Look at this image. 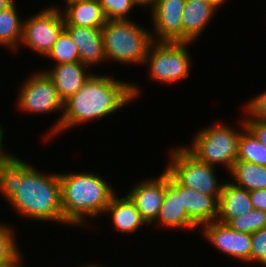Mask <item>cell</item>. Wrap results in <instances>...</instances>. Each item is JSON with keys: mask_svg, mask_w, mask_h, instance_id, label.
I'll return each mask as SVG.
<instances>
[{"mask_svg": "<svg viewBox=\"0 0 266 267\" xmlns=\"http://www.w3.org/2000/svg\"><path fill=\"white\" fill-rule=\"evenodd\" d=\"M65 30L78 48L81 63L89 66L107 60L101 28L65 25Z\"/></svg>", "mask_w": 266, "mask_h": 267, "instance_id": "5bb4252c", "label": "cell"}, {"mask_svg": "<svg viewBox=\"0 0 266 267\" xmlns=\"http://www.w3.org/2000/svg\"><path fill=\"white\" fill-rule=\"evenodd\" d=\"M229 173L236 180L232 183L239 188L247 191L266 188V166L237 160Z\"/></svg>", "mask_w": 266, "mask_h": 267, "instance_id": "44dd1931", "label": "cell"}, {"mask_svg": "<svg viewBox=\"0 0 266 267\" xmlns=\"http://www.w3.org/2000/svg\"><path fill=\"white\" fill-rule=\"evenodd\" d=\"M24 217L67 224L59 174H42L18 157L0 166V194Z\"/></svg>", "mask_w": 266, "mask_h": 267, "instance_id": "6da1fadb", "label": "cell"}, {"mask_svg": "<svg viewBox=\"0 0 266 267\" xmlns=\"http://www.w3.org/2000/svg\"><path fill=\"white\" fill-rule=\"evenodd\" d=\"M17 98L19 108L25 112L46 114L59 110L63 115L64 101L60 98L52 79L45 71L31 75L22 84Z\"/></svg>", "mask_w": 266, "mask_h": 267, "instance_id": "9c48e42d", "label": "cell"}, {"mask_svg": "<svg viewBox=\"0 0 266 267\" xmlns=\"http://www.w3.org/2000/svg\"><path fill=\"white\" fill-rule=\"evenodd\" d=\"M249 118L244 119L246 127L257 137V139L266 146V122L258 119Z\"/></svg>", "mask_w": 266, "mask_h": 267, "instance_id": "f546056e", "label": "cell"}, {"mask_svg": "<svg viewBox=\"0 0 266 267\" xmlns=\"http://www.w3.org/2000/svg\"><path fill=\"white\" fill-rule=\"evenodd\" d=\"M251 262L266 266V227L251 233Z\"/></svg>", "mask_w": 266, "mask_h": 267, "instance_id": "83f0119b", "label": "cell"}, {"mask_svg": "<svg viewBox=\"0 0 266 267\" xmlns=\"http://www.w3.org/2000/svg\"><path fill=\"white\" fill-rule=\"evenodd\" d=\"M62 14L65 25L102 28L106 18L98 0H85L66 5Z\"/></svg>", "mask_w": 266, "mask_h": 267, "instance_id": "ffe728a7", "label": "cell"}, {"mask_svg": "<svg viewBox=\"0 0 266 267\" xmlns=\"http://www.w3.org/2000/svg\"><path fill=\"white\" fill-rule=\"evenodd\" d=\"M107 20H127L130 10L139 5L135 0H98Z\"/></svg>", "mask_w": 266, "mask_h": 267, "instance_id": "484cf974", "label": "cell"}, {"mask_svg": "<svg viewBox=\"0 0 266 267\" xmlns=\"http://www.w3.org/2000/svg\"><path fill=\"white\" fill-rule=\"evenodd\" d=\"M46 57L53 59L56 63L55 65L80 61L78 48L65 29L58 36L52 50Z\"/></svg>", "mask_w": 266, "mask_h": 267, "instance_id": "cb8c5ba5", "label": "cell"}, {"mask_svg": "<svg viewBox=\"0 0 266 267\" xmlns=\"http://www.w3.org/2000/svg\"><path fill=\"white\" fill-rule=\"evenodd\" d=\"M82 267H103V266L102 265L101 266H98L96 264H94V265L93 264L92 265L91 264L90 265L87 264V266L85 265V266H82Z\"/></svg>", "mask_w": 266, "mask_h": 267, "instance_id": "74e56055", "label": "cell"}, {"mask_svg": "<svg viewBox=\"0 0 266 267\" xmlns=\"http://www.w3.org/2000/svg\"><path fill=\"white\" fill-rule=\"evenodd\" d=\"M166 170L181 184L201 193L220 197L224 183H218L214 166L197 160L184 147L170 150Z\"/></svg>", "mask_w": 266, "mask_h": 267, "instance_id": "8992f818", "label": "cell"}, {"mask_svg": "<svg viewBox=\"0 0 266 267\" xmlns=\"http://www.w3.org/2000/svg\"><path fill=\"white\" fill-rule=\"evenodd\" d=\"M245 111L253 119L266 122V91L247 102Z\"/></svg>", "mask_w": 266, "mask_h": 267, "instance_id": "f1b7e54d", "label": "cell"}, {"mask_svg": "<svg viewBox=\"0 0 266 267\" xmlns=\"http://www.w3.org/2000/svg\"><path fill=\"white\" fill-rule=\"evenodd\" d=\"M155 222L172 229L198 227L187 215L180 195V183L166 170V191L162 207Z\"/></svg>", "mask_w": 266, "mask_h": 267, "instance_id": "4fadbf2b", "label": "cell"}, {"mask_svg": "<svg viewBox=\"0 0 266 267\" xmlns=\"http://www.w3.org/2000/svg\"><path fill=\"white\" fill-rule=\"evenodd\" d=\"M23 22L18 16L15 2L0 12V45L17 49L22 38Z\"/></svg>", "mask_w": 266, "mask_h": 267, "instance_id": "7402d4cb", "label": "cell"}, {"mask_svg": "<svg viewBox=\"0 0 266 267\" xmlns=\"http://www.w3.org/2000/svg\"><path fill=\"white\" fill-rule=\"evenodd\" d=\"M3 135H4V130H3L2 126L0 125V164L1 165L3 163H6V162L12 160L15 157L14 155H10V154L3 151V149H2Z\"/></svg>", "mask_w": 266, "mask_h": 267, "instance_id": "1f68e13d", "label": "cell"}, {"mask_svg": "<svg viewBox=\"0 0 266 267\" xmlns=\"http://www.w3.org/2000/svg\"><path fill=\"white\" fill-rule=\"evenodd\" d=\"M85 67L88 68V65L77 61L74 63L57 64L45 71L52 79L63 101L77 93L92 75L86 73Z\"/></svg>", "mask_w": 266, "mask_h": 267, "instance_id": "9a60e30c", "label": "cell"}, {"mask_svg": "<svg viewBox=\"0 0 266 267\" xmlns=\"http://www.w3.org/2000/svg\"><path fill=\"white\" fill-rule=\"evenodd\" d=\"M165 191L166 169L158 178L136 184L126 195L135 204L143 220L150 225L159 215Z\"/></svg>", "mask_w": 266, "mask_h": 267, "instance_id": "7c38bea8", "label": "cell"}, {"mask_svg": "<svg viewBox=\"0 0 266 267\" xmlns=\"http://www.w3.org/2000/svg\"><path fill=\"white\" fill-rule=\"evenodd\" d=\"M14 235L13 229L0 224V263L12 260L20 253Z\"/></svg>", "mask_w": 266, "mask_h": 267, "instance_id": "4316f807", "label": "cell"}, {"mask_svg": "<svg viewBox=\"0 0 266 267\" xmlns=\"http://www.w3.org/2000/svg\"><path fill=\"white\" fill-rule=\"evenodd\" d=\"M249 196L254 209H259L266 213V188L249 191Z\"/></svg>", "mask_w": 266, "mask_h": 267, "instance_id": "4dcf8cb0", "label": "cell"}, {"mask_svg": "<svg viewBox=\"0 0 266 267\" xmlns=\"http://www.w3.org/2000/svg\"><path fill=\"white\" fill-rule=\"evenodd\" d=\"M240 124L243 132L238 140V160L266 166V146L246 127L244 119Z\"/></svg>", "mask_w": 266, "mask_h": 267, "instance_id": "603a6c76", "label": "cell"}, {"mask_svg": "<svg viewBox=\"0 0 266 267\" xmlns=\"http://www.w3.org/2000/svg\"><path fill=\"white\" fill-rule=\"evenodd\" d=\"M202 231L204 238L224 254L251 263V234L235 231L217 220L203 224Z\"/></svg>", "mask_w": 266, "mask_h": 267, "instance_id": "8fae6325", "label": "cell"}, {"mask_svg": "<svg viewBox=\"0 0 266 267\" xmlns=\"http://www.w3.org/2000/svg\"><path fill=\"white\" fill-rule=\"evenodd\" d=\"M218 203L217 221L224 224L254 209L249 191L239 188L228 181L224 183Z\"/></svg>", "mask_w": 266, "mask_h": 267, "instance_id": "ac0fdd59", "label": "cell"}, {"mask_svg": "<svg viewBox=\"0 0 266 267\" xmlns=\"http://www.w3.org/2000/svg\"><path fill=\"white\" fill-rule=\"evenodd\" d=\"M65 29V19L57 7H47L23 22L21 45L47 56Z\"/></svg>", "mask_w": 266, "mask_h": 267, "instance_id": "ba28073f", "label": "cell"}, {"mask_svg": "<svg viewBox=\"0 0 266 267\" xmlns=\"http://www.w3.org/2000/svg\"><path fill=\"white\" fill-rule=\"evenodd\" d=\"M237 131L218 123L199 131L192 140L191 147L184 148L197 160L211 166L222 163L230 172L238 160L240 130Z\"/></svg>", "mask_w": 266, "mask_h": 267, "instance_id": "5b68a950", "label": "cell"}, {"mask_svg": "<svg viewBox=\"0 0 266 267\" xmlns=\"http://www.w3.org/2000/svg\"><path fill=\"white\" fill-rule=\"evenodd\" d=\"M186 0H154L150 5L153 42H183L182 15ZM158 35V36H157ZM155 36L157 39L154 40Z\"/></svg>", "mask_w": 266, "mask_h": 267, "instance_id": "30bf717a", "label": "cell"}, {"mask_svg": "<svg viewBox=\"0 0 266 267\" xmlns=\"http://www.w3.org/2000/svg\"><path fill=\"white\" fill-rule=\"evenodd\" d=\"M21 253H19L14 259L8 260L5 262L0 263V267H21L20 265V259H21Z\"/></svg>", "mask_w": 266, "mask_h": 267, "instance_id": "d6a6232c", "label": "cell"}, {"mask_svg": "<svg viewBox=\"0 0 266 267\" xmlns=\"http://www.w3.org/2000/svg\"><path fill=\"white\" fill-rule=\"evenodd\" d=\"M227 225L235 231L251 234L266 227V213L259 209H253L245 215L231 219Z\"/></svg>", "mask_w": 266, "mask_h": 267, "instance_id": "d4e9b609", "label": "cell"}, {"mask_svg": "<svg viewBox=\"0 0 266 267\" xmlns=\"http://www.w3.org/2000/svg\"><path fill=\"white\" fill-rule=\"evenodd\" d=\"M186 42H153L144 64L149 66L150 78L158 82L174 83L186 79L190 71V55Z\"/></svg>", "mask_w": 266, "mask_h": 267, "instance_id": "52a82bcc", "label": "cell"}, {"mask_svg": "<svg viewBox=\"0 0 266 267\" xmlns=\"http://www.w3.org/2000/svg\"><path fill=\"white\" fill-rule=\"evenodd\" d=\"M104 213L111 214V221L114 227L123 233H134L142 225L147 224L127 195L118 199L115 194Z\"/></svg>", "mask_w": 266, "mask_h": 267, "instance_id": "d6986e66", "label": "cell"}, {"mask_svg": "<svg viewBox=\"0 0 266 267\" xmlns=\"http://www.w3.org/2000/svg\"><path fill=\"white\" fill-rule=\"evenodd\" d=\"M65 1H67L66 3L68 5V4H72V3H75V2H81V1H85V0H65Z\"/></svg>", "mask_w": 266, "mask_h": 267, "instance_id": "8d00e7d4", "label": "cell"}, {"mask_svg": "<svg viewBox=\"0 0 266 267\" xmlns=\"http://www.w3.org/2000/svg\"><path fill=\"white\" fill-rule=\"evenodd\" d=\"M139 93L138 87L132 83L92 73L83 87L64 101L63 115L46 136L51 138L69 127L113 114L139 97Z\"/></svg>", "mask_w": 266, "mask_h": 267, "instance_id": "7a4b0ae2", "label": "cell"}, {"mask_svg": "<svg viewBox=\"0 0 266 267\" xmlns=\"http://www.w3.org/2000/svg\"><path fill=\"white\" fill-rule=\"evenodd\" d=\"M130 20H106L101 28L105 56L122 64H144L153 32Z\"/></svg>", "mask_w": 266, "mask_h": 267, "instance_id": "277c9868", "label": "cell"}, {"mask_svg": "<svg viewBox=\"0 0 266 267\" xmlns=\"http://www.w3.org/2000/svg\"><path fill=\"white\" fill-rule=\"evenodd\" d=\"M180 195L188 217L198 227L217 220L219 197L201 194L181 184Z\"/></svg>", "mask_w": 266, "mask_h": 267, "instance_id": "2e32d148", "label": "cell"}, {"mask_svg": "<svg viewBox=\"0 0 266 267\" xmlns=\"http://www.w3.org/2000/svg\"><path fill=\"white\" fill-rule=\"evenodd\" d=\"M139 5L144 6L146 8H148L153 2L154 0H135ZM149 5V6H148Z\"/></svg>", "mask_w": 266, "mask_h": 267, "instance_id": "e575fe53", "label": "cell"}, {"mask_svg": "<svg viewBox=\"0 0 266 267\" xmlns=\"http://www.w3.org/2000/svg\"><path fill=\"white\" fill-rule=\"evenodd\" d=\"M204 1L215 3L218 7L222 6L226 2V0H204Z\"/></svg>", "mask_w": 266, "mask_h": 267, "instance_id": "d590c367", "label": "cell"}, {"mask_svg": "<svg viewBox=\"0 0 266 267\" xmlns=\"http://www.w3.org/2000/svg\"><path fill=\"white\" fill-rule=\"evenodd\" d=\"M217 9L218 6L209 1L186 0L182 15L183 42L195 41Z\"/></svg>", "mask_w": 266, "mask_h": 267, "instance_id": "e0dca14e", "label": "cell"}, {"mask_svg": "<svg viewBox=\"0 0 266 267\" xmlns=\"http://www.w3.org/2000/svg\"><path fill=\"white\" fill-rule=\"evenodd\" d=\"M14 2V0H0V12L11 6Z\"/></svg>", "mask_w": 266, "mask_h": 267, "instance_id": "836d02e7", "label": "cell"}, {"mask_svg": "<svg viewBox=\"0 0 266 267\" xmlns=\"http://www.w3.org/2000/svg\"><path fill=\"white\" fill-rule=\"evenodd\" d=\"M100 174L62 173L60 176L62 211L67 224L81 226L86 217L103 214L115 195Z\"/></svg>", "mask_w": 266, "mask_h": 267, "instance_id": "3957f363", "label": "cell"}]
</instances>
